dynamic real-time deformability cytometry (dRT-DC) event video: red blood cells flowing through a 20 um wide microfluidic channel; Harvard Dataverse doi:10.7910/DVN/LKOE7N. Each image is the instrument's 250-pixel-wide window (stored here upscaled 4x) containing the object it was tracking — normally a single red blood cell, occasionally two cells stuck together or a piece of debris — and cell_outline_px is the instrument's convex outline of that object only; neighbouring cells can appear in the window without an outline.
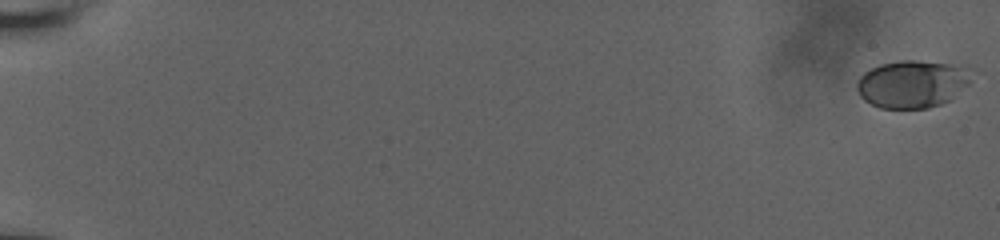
{"species": "human", "species_latin": "Homo sapiens", "temperature_condition": "room temperature", "stored_images_in_passage": 59, "camera_frame_rate_fps": 3000, "um_per_image_px": 0.085, "donor": {"sex": "male"}, "frame": {"image": 1, "passage_image": 1, "time_ms": 0.0, "image_size_px": [1000, 240], "cell_outline_px": [[968, 84], [952, 100], [928, 108], [880, 108], [864, 100], [860, 96], [856, 88], [856, 84], [860, 76], [864, 72], [880, 64], [900, 60], [916, 60], [948, 64], [960, 68], [968, 80]], "centroid_in_image_um": [77.43, 7.16], "position_along_channel_um": 7.6, "area_um2": 31.1}}
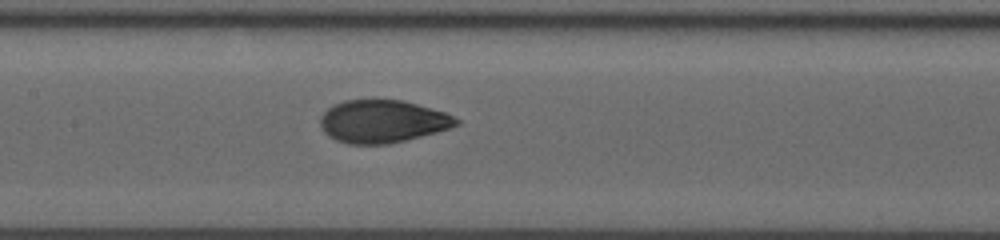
{"frame": {"image": 2, "passage_image": 32, "time_ms": 10.333, "image_size_px": [1000, 240], "cell_outline_px": [[460, 124], [436, 132], [388, 144], [348, 144], [336, 140], [328, 136], [324, 132], [320, 124], [320, 116], [332, 104], [344, 100], [404, 100], [444, 112], [460, 120]], "centroid_in_image_um": [32.48, 10.31], "position_along_channel_um": 174.9, "area_um2": 33.76}}
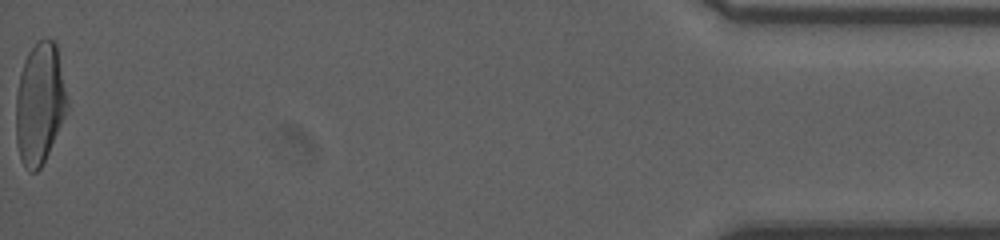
{"frame": {"image": 3, "passage_image": 59, "time_ms": 19.333, "image_size_px": [1000, 240], "cell_outline_px": [[68, 108], [48, 152], [40, 168], [36, 172], [28, 172], [20, 160], [16, 144], [16, 96], [20, 72], [24, 60], [28, 52], [40, 40], [52, 40], [56, 44], [68, 104]], "centroid_in_image_um": [3.34, 8.84], "position_along_channel_um": 431.9, "area_um2": 35.84}, "authors_computed_cell_mechanics": {"area_um2": 33.813, "velocity_mm_per_s": 3.8233, "shape_relaxation_time_tau1_ms": 4.6488, "shape_relaxation_time_tau2_ms": 0.777, "deformation_change_tau1": 0.182, "deformation_change_tau2": 0.0536}}